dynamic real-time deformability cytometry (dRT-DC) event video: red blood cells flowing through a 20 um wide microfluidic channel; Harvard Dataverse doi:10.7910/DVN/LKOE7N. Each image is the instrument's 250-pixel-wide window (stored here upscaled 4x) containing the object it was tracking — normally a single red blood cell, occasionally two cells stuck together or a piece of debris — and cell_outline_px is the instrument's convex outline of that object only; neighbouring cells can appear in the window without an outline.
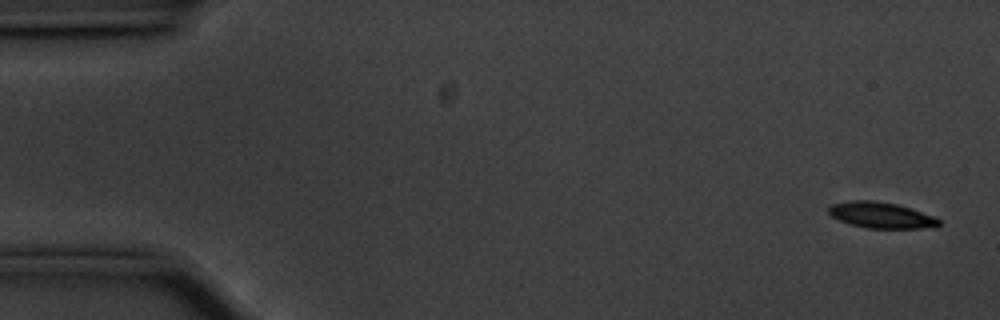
{"species": "common noctule bat (a hibernating species)", "species_latin": "Nyctalus noctula", "temperature_condition": "cold", "stored_images_in_passage": 57, "segment_of_instrument_passage": [1, 2], "camera_frame_rate_fps": 3000, "um_per_image_px": 0.085, "animal": {"sex": "male", "body_mass_g": 20.1, "forearm_length_mm": 53.5}, "frame": {"image": 1, "passage_image": 2, "time_ms": 0.333, "image_size_px": [1000, 320], "cell_outline_px": [[940, 224], [936, 228], [868, 228], [852, 224], [840, 220], [832, 216], [828, 212], [828, 208], [832, 204], [852, 200], [876, 200], [896, 204], [932, 216], [940, 220]], "centroid_in_image_um": [74.89, 18.29], "position_along_channel_um": 10.1, "area_um2": 16.47}}
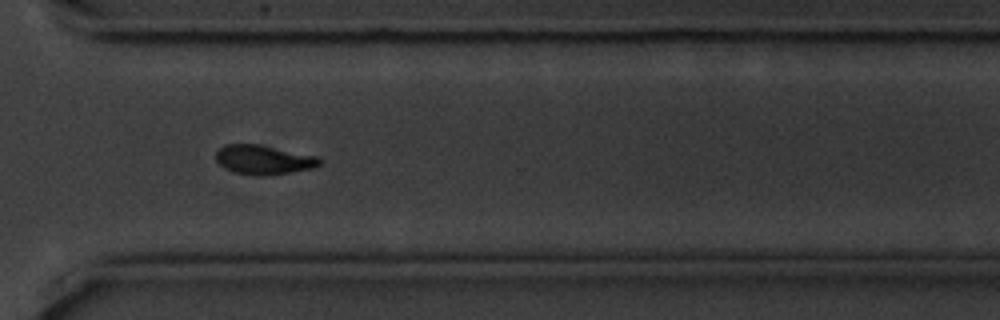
{"frame": {"image": 2, "passage_image": 41, "time_ms": 13.333, "image_size_px": [1000, 320], "cell_outline_px": [[320, 164], [312, 168], [288, 172], [236, 172], [224, 168], [216, 160], [216, 152], [224, 144], [256, 144], [320, 156]], "centroid_in_image_um": [22.41, 13.51], "position_along_channel_um": 348.2, "area_um2": 16.7}}
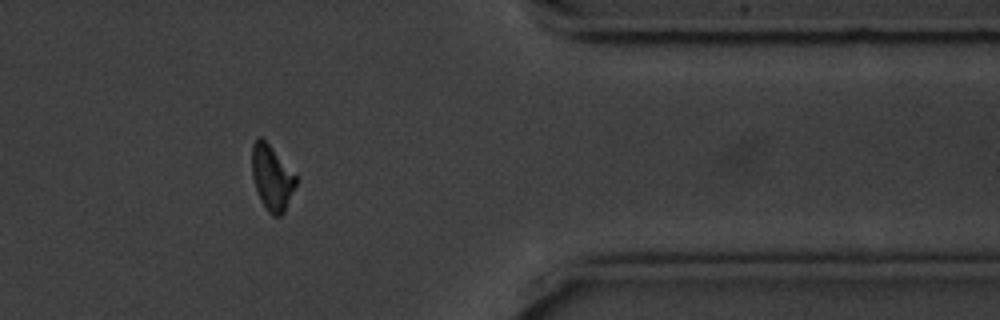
{"frame": {"image": 3, "passage_image": 46, "time_ms": 15.0, "image_size_px": [1000, 320], "cell_outline_px": [[296, 184], [284, 212], [280, 216], [272, 216], [268, 212], [260, 200], [252, 176], [252, 144], [260, 136], [268, 144], [296, 176]], "centroid_in_image_um": [23.09, 15.14], "position_along_channel_um": 388.3, "area_um2": 16.24}}